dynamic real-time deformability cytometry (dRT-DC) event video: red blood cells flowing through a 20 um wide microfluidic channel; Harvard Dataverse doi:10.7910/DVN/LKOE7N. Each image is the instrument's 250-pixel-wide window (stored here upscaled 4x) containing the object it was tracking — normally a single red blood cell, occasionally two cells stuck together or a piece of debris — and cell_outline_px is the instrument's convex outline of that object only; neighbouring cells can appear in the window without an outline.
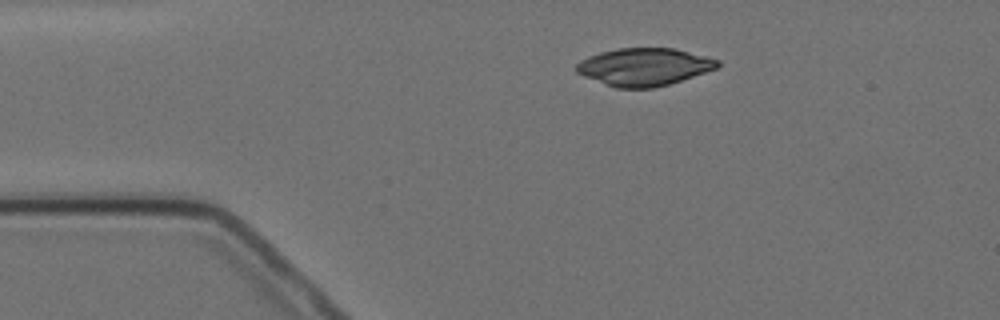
{"species": "Egyptian fruit bat (a non-hibernating species)", "species_latin": "Rousettus aegyptiacus", "temperature_condition": "cold", "stored_images_in_passage": 4, "camera_frame_rate_fps": 3000, "um_per_image_px": 0.085, "animal": {"sex": "female"}, "frame": {"image": 1, "passage_image": 1, "time_ms": 0.0, "image_size_px": [1000, 320], "cell_outline_px": [[720, 64], [716, 68], [668, 84], [652, 88], [616, 88], [584, 76], [576, 72], [576, 64], [580, 60], [588, 56], [600, 52], [620, 48], [676, 48], [720, 60]], "centroid_in_image_um": [54.73, 5.67], "position_along_channel_um": 30.3, "area_um2": 30.69}}
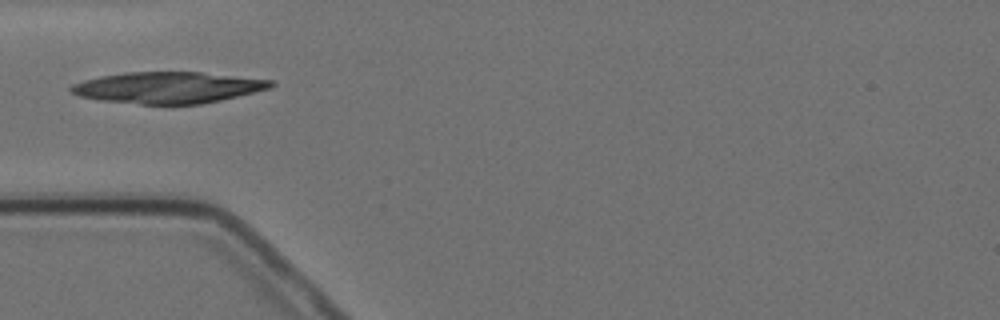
{"frame": {"image": 2, "passage_image": 3, "time_ms": 2.333, "image_size_px": [1000, 320], "cell_outline_px": [[276, 84], [272, 88], [220, 100], [200, 104], [140, 104], [100, 100], [80, 96], [72, 92], [68, 88], [72, 84], [84, 80], [100, 76], [124, 72], [200, 72], [276, 80]], "centroid_in_image_um": [14.32, 7.43], "position_along_channel_um": 70.7, "area_um2": 36.59}}
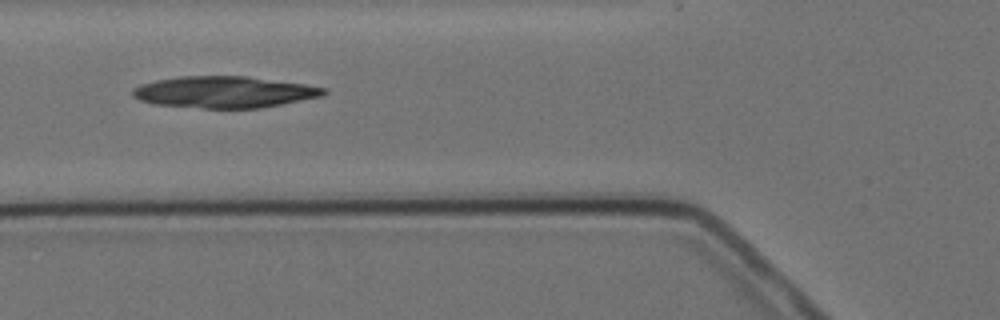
{"frame": {"image": 3, "passage_image": 4, "time_ms": 3.333, "image_size_px": [1000, 320], "cell_outline_px": [[328, 92], [324, 96], [260, 108], [204, 108], [156, 104], [140, 100], [132, 96], [132, 88], [140, 84], [156, 80], [180, 76], [248, 76], [304, 84], [328, 88]], "centroid_in_image_um": [19.08, 7.82], "position_along_channel_um": 106.7, "area_um2": 35.2}}